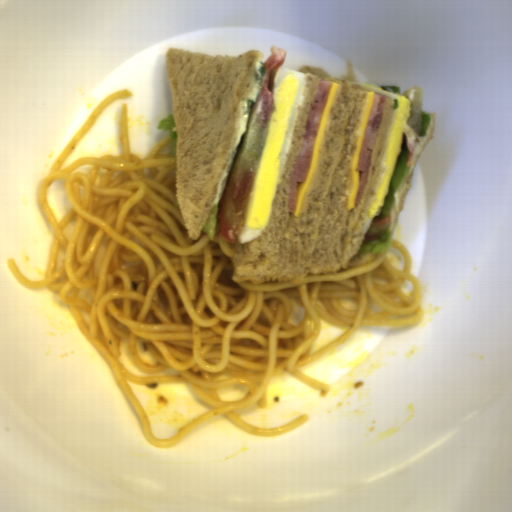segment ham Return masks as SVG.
I'll return each instance as SVG.
<instances>
[{
	"label": "ham",
	"mask_w": 512,
	"mask_h": 512,
	"mask_svg": "<svg viewBox=\"0 0 512 512\" xmlns=\"http://www.w3.org/2000/svg\"><path fill=\"white\" fill-rule=\"evenodd\" d=\"M386 99L387 97L384 94H373L372 97L371 111L366 122L355 169V171H358V188L355 205H359L363 197L365 185L371 172L373 151L382 123Z\"/></svg>",
	"instance_id": "obj_2"
},
{
	"label": "ham",
	"mask_w": 512,
	"mask_h": 512,
	"mask_svg": "<svg viewBox=\"0 0 512 512\" xmlns=\"http://www.w3.org/2000/svg\"><path fill=\"white\" fill-rule=\"evenodd\" d=\"M331 80L320 79L318 89L305 122L304 137L294 160L288 190V210H296L299 182L305 181L314 151L316 138L331 91Z\"/></svg>",
	"instance_id": "obj_1"
}]
</instances>
